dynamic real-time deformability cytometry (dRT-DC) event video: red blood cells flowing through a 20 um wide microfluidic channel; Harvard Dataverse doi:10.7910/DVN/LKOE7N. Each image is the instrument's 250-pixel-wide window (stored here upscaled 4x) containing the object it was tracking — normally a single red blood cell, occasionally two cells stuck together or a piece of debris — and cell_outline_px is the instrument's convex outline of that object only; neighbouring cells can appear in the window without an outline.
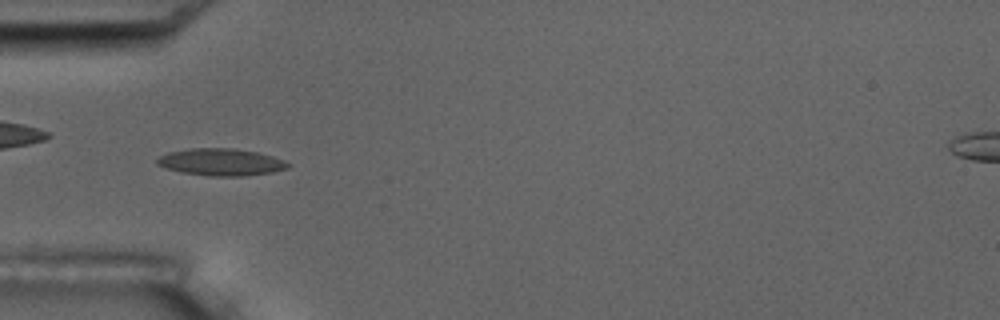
{"species": "common noctule bat (a hibernating species)", "species_latin": "Nyctalus noctula", "temperature_condition": "room temperature", "stored_images_in_passage": 10, "camera_frame_rate_fps": 3000, "um_per_image_px": 0.085, "animal": {"sex": "male", "body_mass_g": 17.5, "forearm_length_mm": 52.3}, "frame": {"image": 1, "passage_image": 6, "time_ms": 6.0, "image_size_px": [1000, 320], "cell_outline_px": [[288, 168], [272, 172], [244, 176], [208, 176], [184, 172], [168, 168], [156, 164], [156, 160], [160, 156], [168, 152], [192, 148], [232, 148], [256, 152], [272, 156], [284, 160], [288, 164]], "centroid_in_image_um": [18.78, 13.77], "position_along_channel_um": 66.2, "area_um2": 20.4}}
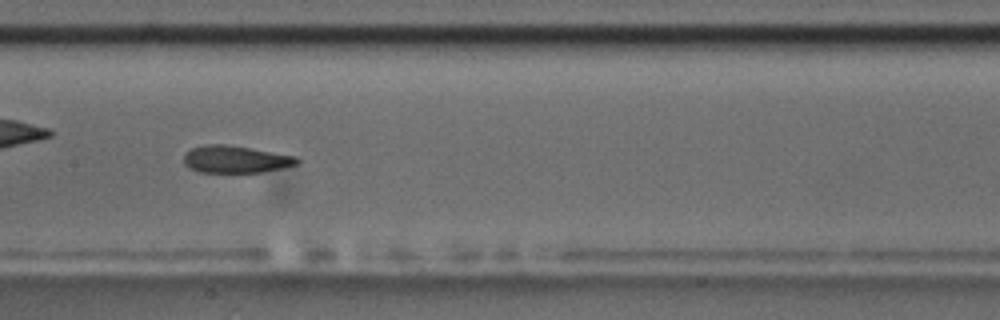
{"frame": {"image": 2, "passage_image": 9, "time_ms": 9.333, "image_size_px": [1000, 320], "cell_outline_px": [[300, 164], [260, 172], [200, 172], [188, 168], [184, 164], [184, 152], [192, 148], [204, 144], [224, 144], [296, 156], [300, 160]], "centroid_in_image_um": [19.99, 13.54], "position_along_channel_um": 187.4, "area_um2": 17.92}}
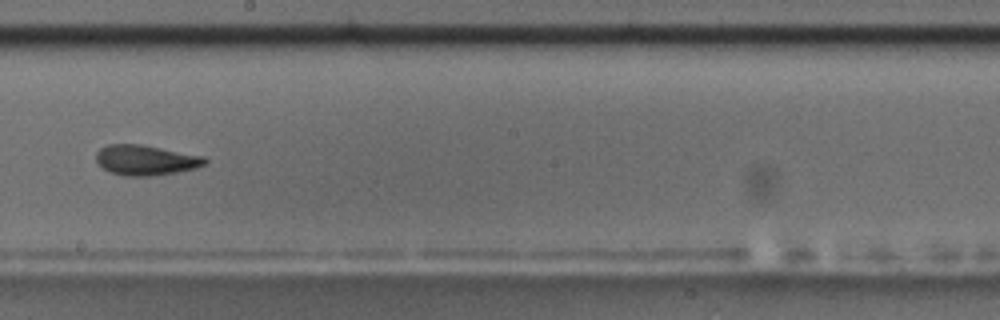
{"frame": {"image": 3, "passage_image": 10, "time_ms": 10.667, "image_size_px": [1000, 320], "cell_outline_px": [[208, 164], [196, 168], [176, 172], [148, 176], [124, 176], [112, 172], [104, 168], [96, 160], [96, 152], [100, 148], [108, 144], [140, 144], [204, 156], [208, 160]], "centroid_in_image_um": [12.41, 13.6], "position_along_channel_um": 235.8, "area_um2": 19.07}}